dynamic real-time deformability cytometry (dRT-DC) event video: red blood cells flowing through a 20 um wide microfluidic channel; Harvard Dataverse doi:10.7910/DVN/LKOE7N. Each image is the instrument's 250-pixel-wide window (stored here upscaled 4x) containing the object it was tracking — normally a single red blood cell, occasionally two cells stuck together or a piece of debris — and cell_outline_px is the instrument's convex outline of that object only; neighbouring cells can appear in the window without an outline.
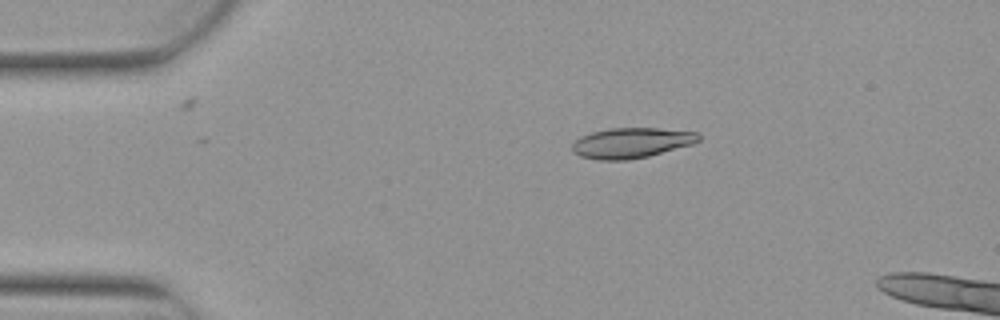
{"species": "Egyptian fruit bat (a non-hibernating species)", "species_latin": "Rousettus aegyptiacus", "temperature_condition": "warm", "stored_images_in_passage": 4, "camera_frame_rate_fps": 3000, "um_per_image_px": 0.085, "animal": {"sex": "female"}, "frame": {"image": 1, "passage_image": 2, "time_ms": 0.333, "image_size_px": [1000, 320], "cell_outline_px": [[700, 140], [692, 144], [648, 156], [628, 160], [596, 160], [580, 156], [572, 152], [572, 144], [580, 136], [592, 132], [608, 128], [656, 128], [696, 132], [700, 136]], "centroid_in_image_um": [53.63, 12.15], "position_along_channel_um": 31.4, "area_um2": 22.31}}